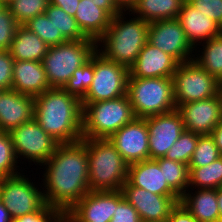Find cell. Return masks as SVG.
Listing matches in <instances>:
<instances>
[{"instance_id": "6da1fadb", "label": "cell", "mask_w": 222, "mask_h": 222, "mask_svg": "<svg viewBox=\"0 0 222 222\" xmlns=\"http://www.w3.org/2000/svg\"><path fill=\"white\" fill-rule=\"evenodd\" d=\"M43 167L46 204L67 214L90 191L86 138L59 144Z\"/></svg>"}, {"instance_id": "7a4b0ae2", "label": "cell", "mask_w": 222, "mask_h": 222, "mask_svg": "<svg viewBox=\"0 0 222 222\" xmlns=\"http://www.w3.org/2000/svg\"><path fill=\"white\" fill-rule=\"evenodd\" d=\"M82 102L63 88L34 97V119L59 144L82 140Z\"/></svg>"}, {"instance_id": "3957f363", "label": "cell", "mask_w": 222, "mask_h": 222, "mask_svg": "<svg viewBox=\"0 0 222 222\" xmlns=\"http://www.w3.org/2000/svg\"><path fill=\"white\" fill-rule=\"evenodd\" d=\"M127 14L131 15L130 11H121L112 18L106 33L97 41V51L130 68L148 42L149 23L134 14V18L126 19Z\"/></svg>"}, {"instance_id": "277c9868", "label": "cell", "mask_w": 222, "mask_h": 222, "mask_svg": "<svg viewBox=\"0 0 222 222\" xmlns=\"http://www.w3.org/2000/svg\"><path fill=\"white\" fill-rule=\"evenodd\" d=\"M90 191H118L129 165L108 139H86Z\"/></svg>"}, {"instance_id": "5b68a950", "label": "cell", "mask_w": 222, "mask_h": 222, "mask_svg": "<svg viewBox=\"0 0 222 222\" xmlns=\"http://www.w3.org/2000/svg\"><path fill=\"white\" fill-rule=\"evenodd\" d=\"M82 106V138L86 139H108L136 118L127 94Z\"/></svg>"}, {"instance_id": "8992f818", "label": "cell", "mask_w": 222, "mask_h": 222, "mask_svg": "<svg viewBox=\"0 0 222 222\" xmlns=\"http://www.w3.org/2000/svg\"><path fill=\"white\" fill-rule=\"evenodd\" d=\"M127 96L136 118L165 114L177 109L172 77H128Z\"/></svg>"}, {"instance_id": "52a82bcc", "label": "cell", "mask_w": 222, "mask_h": 222, "mask_svg": "<svg viewBox=\"0 0 222 222\" xmlns=\"http://www.w3.org/2000/svg\"><path fill=\"white\" fill-rule=\"evenodd\" d=\"M97 50L93 39L66 41L49 46L42 59L47 81L51 88H63L72 77L73 72L83 66Z\"/></svg>"}, {"instance_id": "ba28073f", "label": "cell", "mask_w": 222, "mask_h": 222, "mask_svg": "<svg viewBox=\"0 0 222 222\" xmlns=\"http://www.w3.org/2000/svg\"><path fill=\"white\" fill-rule=\"evenodd\" d=\"M172 79L176 108L185 103L214 97L222 90V83L195 60L178 64Z\"/></svg>"}, {"instance_id": "9c48e42d", "label": "cell", "mask_w": 222, "mask_h": 222, "mask_svg": "<svg viewBox=\"0 0 222 222\" xmlns=\"http://www.w3.org/2000/svg\"><path fill=\"white\" fill-rule=\"evenodd\" d=\"M129 68L106 59L96 50L94 76L82 103L112 100L127 94Z\"/></svg>"}, {"instance_id": "30bf717a", "label": "cell", "mask_w": 222, "mask_h": 222, "mask_svg": "<svg viewBox=\"0 0 222 222\" xmlns=\"http://www.w3.org/2000/svg\"><path fill=\"white\" fill-rule=\"evenodd\" d=\"M35 183L22 173L0 179V201L12 219L36 212L46 205L43 189Z\"/></svg>"}, {"instance_id": "8fae6325", "label": "cell", "mask_w": 222, "mask_h": 222, "mask_svg": "<svg viewBox=\"0 0 222 222\" xmlns=\"http://www.w3.org/2000/svg\"><path fill=\"white\" fill-rule=\"evenodd\" d=\"M17 159L41 166L48 161L59 145L33 118L9 132ZM22 156V157H21Z\"/></svg>"}, {"instance_id": "7c38bea8", "label": "cell", "mask_w": 222, "mask_h": 222, "mask_svg": "<svg viewBox=\"0 0 222 222\" xmlns=\"http://www.w3.org/2000/svg\"><path fill=\"white\" fill-rule=\"evenodd\" d=\"M148 42L172 56L179 64L195 57V49L188 42L177 18L150 22Z\"/></svg>"}, {"instance_id": "4fadbf2b", "label": "cell", "mask_w": 222, "mask_h": 222, "mask_svg": "<svg viewBox=\"0 0 222 222\" xmlns=\"http://www.w3.org/2000/svg\"><path fill=\"white\" fill-rule=\"evenodd\" d=\"M149 130V159L162 158L184 132L183 119L175 109L171 112L146 117Z\"/></svg>"}, {"instance_id": "5bb4252c", "label": "cell", "mask_w": 222, "mask_h": 222, "mask_svg": "<svg viewBox=\"0 0 222 222\" xmlns=\"http://www.w3.org/2000/svg\"><path fill=\"white\" fill-rule=\"evenodd\" d=\"M185 130L198 135H211L222 121V90L214 97L180 105Z\"/></svg>"}, {"instance_id": "9a60e30c", "label": "cell", "mask_w": 222, "mask_h": 222, "mask_svg": "<svg viewBox=\"0 0 222 222\" xmlns=\"http://www.w3.org/2000/svg\"><path fill=\"white\" fill-rule=\"evenodd\" d=\"M123 197L137 210L141 221L167 220L171 210L180 202V196L153 194L132 186L128 181L121 188Z\"/></svg>"}, {"instance_id": "2e32d148", "label": "cell", "mask_w": 222, "mask_h": 222, "mask_svg": "<svg viewBox=\"0 0 222 222\" xmlns=\"http://www.w3.org/2000/svg\"><path fill=\"white\" fill-rule=\"evenodd\" d=\"M149 130L145 118H135L108 140L115 146L128 165L149 159Z\"/></svg>"}, {"instance_id": "e0dca14e", "label": "cell", "mask_w": 222, "mask_h": 222, "mask_svg": "<svg viewBox=\"0 0 222 222\" xmlns=\"http://www.w3.org/2000/svg\"><path fill=\"white\" fill-rule=\"evenodd\" d=\"M117 191H89L68 213L65 222H110Z\"/></svg>"}, {"instance_id": "ac0fdd59", "label": "cell", "mask_w": 222, "mask_h": 222, "mask_svg": "<svg viewBox=\"0 0 222 222\" xmlns=\"http://www.w3.org/2000/svg\"><path fill=\"white\" fill-rule=\"evenodd\" d=\"M178 64L172 56L147 42L129 68V77H172Z\"/></svg>"}, {"instance_id": "d6986e66", "label": "cell", "mask_w": 222, "mask_h": 222, "mask_svg": "<svg viewBox=\"0 0 222 222\" xmlns=\"http://www.w3.org/2000/svg\"><path fill=\"white\" fill-rule=\"evenodd\" d=\"M177 19L195 52L198 51L197 45L222 34V27L216 21L197 10L187 0L183 3Z\"/></svg>"}, {"instance_id": "ffe728a7", "label": "cell", "mask_w": 222, "mask_h": 222, "mask_svg": "<svg viewBox=\"0 0 222 222\" xmlns=\"http://www.w3.org/2000/svg\"><path fill=\"white\" fill-rule=\"evenodd\" d=\"M34 118V97L14 90L0 93V131L10 132L13 128Z\"/></svg>"}, {"instance_id": "44dd1931", "label": "cell", "mask_w": 222, "mask_h": 222, "mask_svg": "<svg viewBox=\"0 0 222 222\" xmlns=\"http://www.w3.org/2000/svg\"><path fill=\"white\" fill-rule=\"evenodd\" d=\"M127 181L153 194L163 196H179L165 181L159 164L152 159L143 160L129 165Z\"/></svg>"}, {"instance_id": "7402d4cb", "label": "cell", "mask_w": 222, "mask_h": 222, "mask_svg": "<svg viewBox=\"0 0 222 222\" xmlns=\"http://www.w3.org/2000/svg\"><path fill=\"white\" fill-rule=\"evenodd\" d=\"M12 90L36 97L51 89L41 61H19L13 63Z\"/></svg>"}, {"instance_id": "603a6c76", "label": "cell", "mask_w": 222, "mask_h": 222, "mask_svg": "<svg viewBox=\"0 0 222 222\" xmlns=\"http://www.w3.org/2000/svg\"><path fill=\"white\" fill-rule=\"evenodd\" d=\"M74 18L82 33L96 42L106 33L112 20L93 0H80Z\"/></svg>"}, {"instance_id": "cb8c5ba5", "label": "cell", "mask_w": 222, "mask_h": 222, "mask_svg": "<svg viewBox=\"0 0 222 222\" xmlns=\"http://www.w3.org/2000/svg\"><path fill=\"white\" fill-rule=\"evenodd\" d=\"M187 190L180 202L198 222H220L217 189Z\"/></svg>"}, {"instance_id": "d4e9b609", "label": "cell", "mask_w": 222, "mask_h": 222, "mask_svg": "<svg viewBox=\"0 0 222 222\" xmlns=\"http://www.w3.org/2000/svg\"><path fill=\"white\" fill-rule=\"evenodd\" d=\"M48 49L49 46L39 36L19 25L9 52L14 60L42 61Z\"/></svg>"}, {"instance_id": "484cf974", "label": "cell", "mask_w": 222, "mask_h": 222, "mask_svg": "<svg viewBox=\"0 0 222 222\" xmlns=\"http://www.w3.org/2000/svg\"><path fill=\"white\" fill-rule=\"evenodd\" d=\"M185 0H138L130 10L148 23L178 18Z\"/></svg>"}, {"instance_id": "4316f807", "label": "cell", "mask_w": 222, "mask_h": 222, "mask_svg": "<svg viewBox=\"0 0 222 222\" xmlns=\"http://www.w3.org/2000/svg\"><path fill=\"white\" fill-rule=\"evenodd\" d=\"M201 44L203 49L193 60L222 83V34Z\"/></svg>"}, {"instance_id": "83f0119b", "label": "cell", "mask_w": 222, "mask_h": 222, "mask_svg": "<svg viewBox=\"0 0 222 222\" xmlns=\"http://www.w3.org/2000/svg\"><path fill=\"white\" fill-rule=\"evenodd\" d=\"M189 189H218L222 187V156L203 167H189Z\"/></svg>"}, {"instance_id": "f1b7e54d", "label": "cell", "mask_w": 222, "mask_h": 222, "mask_svg": "<svg viewBox=\"0 0 222 222\" xmlns=\"http://www.w3.org/2000/svg\"><path fill=\"white\" fill-rule=\"evenodd\" d=\"M155 161L163 171L167 184L181 197L189 187V166L165 157Z\"/></svg>"}, {"instance_id": "f546056e", "label": "cell", "mask_w": 222, "mask_h": 222, "mask_svg": "<svg viewBox=\"0 0 222 222\" xmlns=\"http://www.w3.org/2000/svg\"><path fill=\"white\" fill-rule=\"evenodd\" d=\"M48 19L52 20L57 31H61L62 35L68 41H79L87 38L79 28L74 16L67 14L60 7L54 6L49 3L45 10Z\"/></svg>"}, {"instance_id": "4dcf8cb0", "label": "cell", "mask_w": 222, "mask_h": 222, "mask_svg": "<svg viewBox=\"0 0 222 222\" xmlns=\"http://www.w3.org/2000/svg\"><path fill=\"white\" fill-rule=\"evenodd\" d=\"M94 76V54L83 66L77 68L63 89L80 101L85 97Z\"/></svg>"}, {"instance_id": "1f68e13d", "label": "cell", "mask_w": 222, "mask_h": 222, "mask_svg": "<svg viewBox=\"0 0 222 222\" xmlns=\"http://www.w3.org/2000/svg\"><path fill=\"white\" fill-rule=\"evenodd\" d=\"M23 26L39 36L48 46H55L68 41L61 31H57L52 20L48 19L45 13L29 19Z\"/></svg>"}, {"instance_id": "d6a6232c", "label": "cell", "mask_w": 222, "mask_h": 222, "mask_svg": "<svg viewBox=\"0 0 222 222\" xmlns=\"http://www.w3.org/2000/svg\"><path fill=\"white\" fill-rule=\"evenodd\" d=\"M200 136L201 135L195 134L194 132L184 130L164 157L172 161L189 165Z\"/></svg>"}, {"instance_id": "836d02e7", "label": "cell", "mask_w": 222, "mask_h": 222, "mask_svg": "<svg viewBox=\"0 0 222 222\" xmlns=\"http://www.w3.org/2000/svg\"><path fill=\"white\" fill-rule=\"evenodd\" d=\"M18 161L9 132L0 131V179L19 174Z\"/></svg>"}, {"instance_id": "e575fe53", "label": "cell", "mask_w": 222, "mask_h": 222, "mask_svg": "<svg viewBox=\"0 0 222 222\" xmlns=\"http://www.w3.org/2000/svg\"><path fill=\"white\" fill-rule=\"evenodd\" d=\"M50 0H15L7 7L19 25L25 24L29 19L44 14Z\"/></svg>"}, {"instance_id": "d590c367", "label": "cell", "mask_w": 222, "mask_h": 222, "mask_svg": "<svg viewBox=\"0 0 222 222\" xmlns=\"http://www.w3.org/2000/svg\"><path fill=\"white\" fill-rule=\"evenodd\" d=\"M221 157L214 139L210 135L200 136L196 149L189 162V167H203Z\"/></svg>"}, {"instance_id": "8d00e7d4", "label": "cell", "mask_w": 222, "mask_h": 222, "mask_svg": "<svg viewBox=\"0 0 222 222\" xmlns=\"http://www.w3.org/2000/svg\"><path fill=\"white\" fill-rule=\"evenodd\" d=\"M19 24L6 6L0 7V50H9Z\"/></svg>"}, {"instance_id": "74e56055", "label": "cell", "mask_w": 222, "mask_h": 222, "mask_svg": "<svg viewBox=\"0 0 222 222\" xmlns=\"http://www.w3.org/2000/svg\"><path fill=\"white\" fill-rule=\"evenodd\" d=\"M65 218L63 211L46 204L40 210L14 218L11 222H65Z\"/></svg>"}, {"instance_id": "f35d334b", "label": "cell", "mask_w": 222, "mask_h": 222, "mask_svg": "<svg viewBox=\"0 0 222 222\" xmlns=\"http://www.w3.org/2000/svg\"><path fill=\"white\" fill-rule=\"evenodd\" d=\"M110 222H141L137 210L117 191V207Z\"/></svg>"}, {"instance_id": "ab89813d", "label": "cell", "mask_w": 222, "mask_h": 222, "mask_svg": "<svg viewBox=\"0 0 222 222\" xmlns=\"http://www.w3.org/2000/svg\"><path fill=\"white\" fill-rule=\"evenodd\" d=\"M14 59L9 50H0V90H12Z\"/></svg>"}, {"instance_id": "60d3db41", "label": "cell", "mask_w": 222, "mask_h": 222, "mask_svg": "<svg viewBox=\"0 0 222 222\" xmlns=\"http://www.w3.org/2000/svg\"><path fill=\"white\" fill-rule=\"evenodd\" d=\"M197 10L210 16L222 27V0H187Z\"/></svg>"}, {"instance_id": "b9f144b4", "label": "cell", "mask_w": 222, "mask_h": 222, "mask_svg": "<svg viewBox=\"0 0 222 222\" xmlns=\"http://www.w3.org/2000/svg\"><path fill=\"white\" fill-rule=\"evenodd\" d=\"M167 222H198L186 207L181 203L171 210L170 216L167 218Z\"/></svg>"}, {"instance_id": "7bdbcfd3", "label": "cell", "mask_w": 222, "mask_h": 222, "mask_svg": "<svg viewBox=\"0 0 222 222\" xmlns=\"http://www.w3.org/2000/svg\"><path fill=\"white\" fill-rule=\"evenodd\" d=\"M80 0H50V4L60 7L71 16L76 15V10Z\"/></svg>"}, {"instance_id": "ee69618b", "label": "cell", "mask_w": 222, "mask_h": 222, "mask_svg": "<svg viewBox=\"0 0 222 222\" xmlns=\"http://www.w3.org/2000/svg\"><path fill=\"white\" fill-rule=\"evenodd\" d=\"M101 9H104L112 18L122 10L117 6L114 0H93Z\"/></svg>"}, {"instance_id": "f6af8a7d", "label": "cell", "mask_w": 222, "mask_h": 222, "mask_svg": "<svg viewBox=\"0 0 222 222\" xmlns=\"http://www.w3.org/2000/svg\"><path fill=\"white\" fill-rule=\"evenodd\" d=\"M210 136L214 139L215 145L222 156V121L212 130Z\"/></svg>"}, {"instance_id": "bcb514c9", "label": "cell", "mask_w": 222, "mask_h": 222, "mask_svg": "<svg viewBox=\"0 0 222 222\" xmlns=\"http://www.w3.org/2000/svg\"><path fill=\"white\" fill-rule=\"evenodd\" d=\"M122 11H130L138 0H114Z\"/></svg>"}, {"instance_id": "7dc6e473", "label": "cell", "mask_w": 222, "mask_h": 222, "mask_svg": "<svg viewBox=\"0 0 222 222\" xmlns=\"http://www.w3.org/2000/svg\"><path fill=\"white\" fill-rule=\"evenodd\" d=\"M12 217L5 205L0 201V222H11Z\"/></svg>"}, {"instance_id": "c3c4849f", "label": "cell", "mask_w": 222, "mask_h": 222, "mask_svg": "<svg viewBox=\"0 0 222 222\" xmlns=\"http://www.w3.org/2000/svg\"><path fill=\"white\" fill-rule=\"evenodd\" d=\"M217 204L220 213V222H222V187L217 189Z\"/></svg>"}, {"instance_id": "681fc988", "label": "cell", "mask_w": 222, "mask_h": 222, "mask_svg": "<svg viewBox=\"0 0 222 222\" xmlns=\"http://www.w3.org/2000/svg\"><path fill=\"white\" fill-rule=\"evenodd\" d=\"M15 0H0V4L2 5V6H8V5H10L12 2H14Z\"/></svg>"}, {"instance_id": "f907efd6", "label": "cell", "mask_w": 222, "mask_h": 222, "mask_svg": "<svg viewBox=\"0 0 222 222\" xmlns=\"http://www.w3.org/2000/svg\"><path fill=\"white\" fill-rule=\"evenodd\" d=\"M141 222H167V220H161V221H141Z\"/></svg>"}]
</instances>
